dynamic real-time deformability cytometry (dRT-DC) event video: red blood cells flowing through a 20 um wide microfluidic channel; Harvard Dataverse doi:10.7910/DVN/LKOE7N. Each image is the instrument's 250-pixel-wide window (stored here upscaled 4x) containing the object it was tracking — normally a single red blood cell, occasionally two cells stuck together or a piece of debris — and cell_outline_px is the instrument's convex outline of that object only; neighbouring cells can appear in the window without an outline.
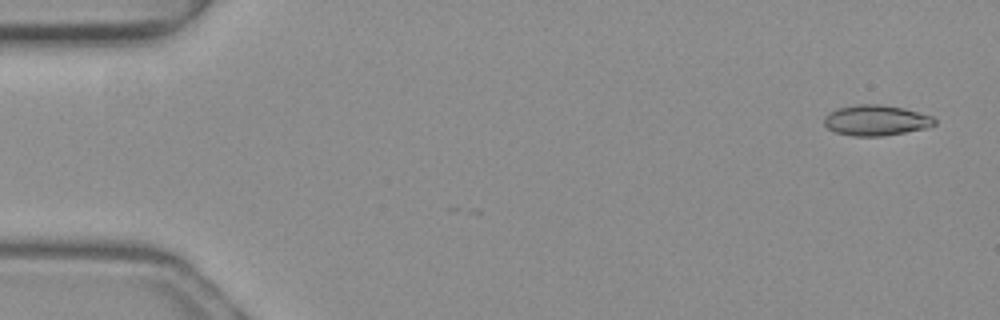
{"species": "common noctule bat (a hibernating species)", "species_latin": "Nyctalus noctula", "temperature_condition": "warm", "stored_images_in_passage": 50, "camera_frame_rate_fps": 3000, "um_per_image_px": 0.085, "animal": {"sex": "female", "body_mass_g": 19.3, "forearm_length_mm": 54.1}, "frame": {"image": 1, "passage_image": 1, "time_ms": 0.0, "image_size_px": [1000, 320], "cell_outline_px": [[936, 124], [928, 128], [884, 136], [852, 136], [836, 132], [828, 128], [824, 124], [824, 116], [828, 112], [840, 108], [860, 104], [880, 104], [904, 108], [932, 116], [936, 120]], "centroid_in_image_um": [74.48, 10.23], "position_along_channel_um": 10.5, "area_um2": 19.71}}
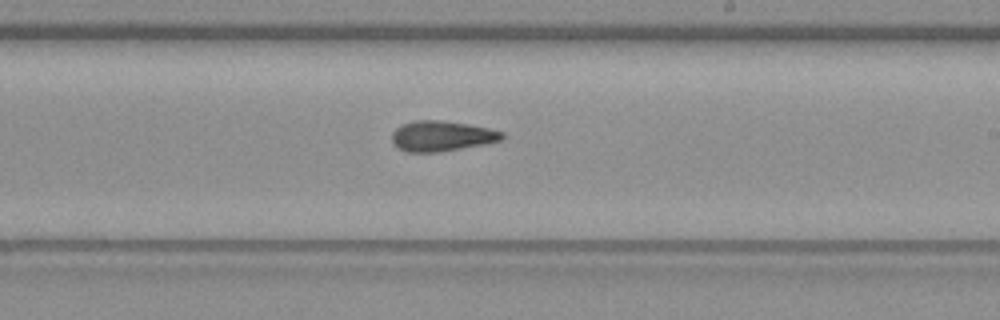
{"frame": {"image": 2, "passage_image": 29, "time_ms": 9.333, "image_size_px": [1000, 320], "cell_outline_px": [[504, 136], [500, 140], [484, 144], [436, 152], [404, 152], [396, 148], [392, 144], [392, 132], [400, 124], [412, 120], [440, 120], [468, 124], [488, 128], [504, 132]], "centroid_in_image_um": [37.47, 11.56], "position_along_channel_um": 251.5, "area_um2": 19.59}}
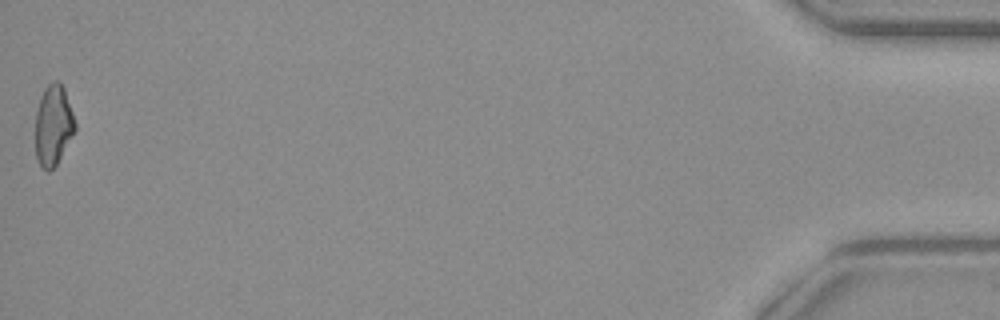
{"frame": {"image": 3, "passage_image": 50, "time_ms": 16.333, "image_size_px": [1000, 320], "cell_outline_px": [[76, 128], [56, 164], [48, 172], [40, 164], [36, 156], [36, 112], [40, 96], [44, 88], [52, 80], [60, 80], [64, 88], [76, 124]], "centroid_in_image_um": [4.52, 10.58], "position_along_channel_um": 430.7, "area_um2": 18.38}, "authors_computed_cell_mechanics": {"area_um2": 19.363, "velocity_mm_per_s": 4.0355, "shape_relaxation_time_tau1_ms": null, "shape_relaxation_time_tau2_ms": 4.6482, "deformation_change_tau1": null, "deformation_change_tau2": 0.1253}}